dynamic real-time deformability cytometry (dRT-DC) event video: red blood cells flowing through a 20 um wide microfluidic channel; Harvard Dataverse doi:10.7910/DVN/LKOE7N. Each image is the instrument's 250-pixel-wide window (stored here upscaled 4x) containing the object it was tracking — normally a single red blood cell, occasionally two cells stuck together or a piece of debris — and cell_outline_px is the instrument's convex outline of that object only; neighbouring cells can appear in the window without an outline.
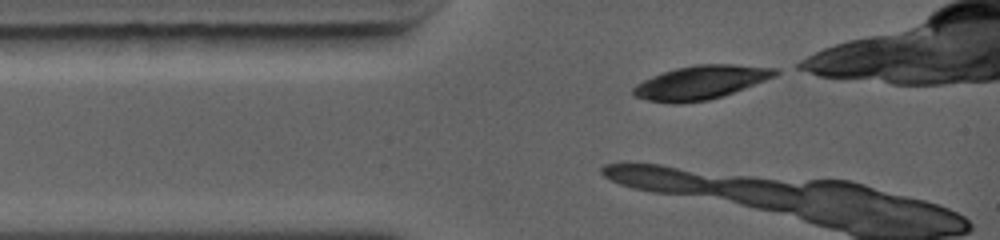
{"species": "common noctule bat (a hibernating species)", "species_latin": "Nyctalus noctula", "temperature_condition": "warm", "stored_images_in_passage": 15, "camera_frame_rate_fps": 5000, "um_per_image_px": 0.085, "animal": {"sex": "female", "body_mass_g": 19.0, "forearm_length_mm": 56.7}, "frame": {"image": 1, "passage_image": 1, "time_ms": 0.0, "image_size_px": [1000, 240], "cell_outline_px": [[780, 72], [776, 76], [744, 88], [708, 100], [676, 104], [672, 104], [648, 100], [632, 96], [632, 88], [636, 84], [652, 76], [676, 68], [696, 64], [732, 64], [780, 68]], "centroid_in_image_um": [59.56, 7.0], "position_along_channel_um": 25.4, "area_um2": 27.86}}